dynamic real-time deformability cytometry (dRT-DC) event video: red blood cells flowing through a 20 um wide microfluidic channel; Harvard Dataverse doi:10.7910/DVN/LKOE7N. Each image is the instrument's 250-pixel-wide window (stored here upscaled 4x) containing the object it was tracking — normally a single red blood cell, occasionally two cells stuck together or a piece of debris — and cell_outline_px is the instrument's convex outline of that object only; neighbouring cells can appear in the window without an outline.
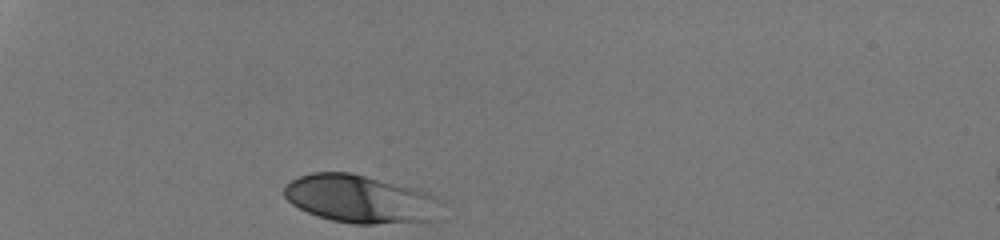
{"species": "human", "species_latin": "Homo sapiens", "temperature_condition": "room temperature", "stored_images_in_passage": 29, "camera_frame_rate_fps": 3000, "um_per_image_px": 0.085, "donor": {"sex": "male"}, "frame": {"image": 1, "passage_image": 1, "time_ms": 0.0, "image_size_px": [1000, 240], "cell_outline_px": [[444, 204], [436, 220], [372, 224], [352, 224], [332, 220], [308, 212], [292, 204], [284, 196], [284, 184], [300, 176], [312, 172], [352, 172], [412, 188], [436, 196]], "centroid_in_image_um": [30.64, 16.92], "position_along_channel_um": 54.4, "area_um2": 43.93}}
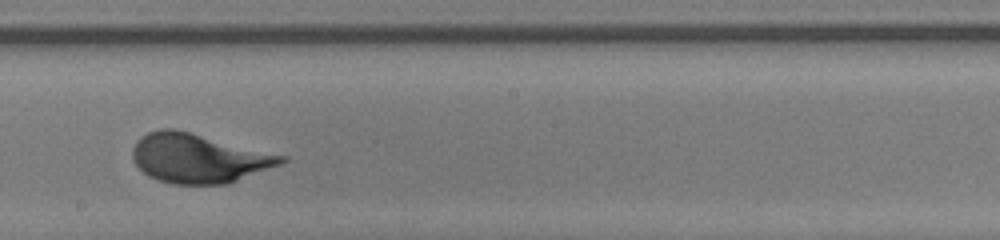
{"frame": {"image": 2, "passage_image": 17, "time_ms": 5.333, "image_size_px": [1000, 240], "cell_outline_px": [[288, 160], [280, 164], [228, 184], [172, 184], [148, 176], [132, 160], [132, 148], [136, 140], [140, 136], [148, 132], [160, 128], [172, 128], [288, 156]], "centroid_in_image_um": [16.86, 13.45], "position_along_channel_um": 231.3, "area_um2": 42.54}}
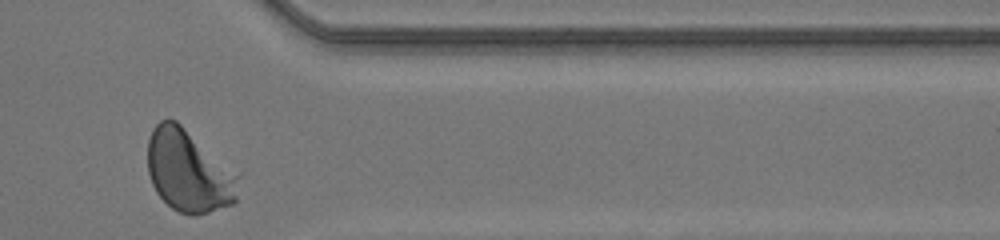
{"frame": {"image": 3, "passage_image": 29, "time_ms": 9.333, "image_size_px": [1000, 240], "cell_outline_px": [[240, 176], [236, 200], [232, 204], [196, 216], [192, 216], [180, 212], [172, 208], [156, 192], [152, 184], [148, 172], [148, 140], [152, 128], [160, 120], [176, 120], [240, 172]], "centroid_in_image_um": [16.08, 14.53], "position_along_channel_um": 395.3, "area_um2": 44.1}, "authors_computed_cell_mechanics": {"area_um2": 41.7316, "velocity_mm_per_s": 4.1671, "shape_relaxation_time_tau1_ms": 2.5277, "shape_relaxation_time_tau2_ms": null, "deformation_change_tau1": 0.161, "deformation_change_tau2": null}}